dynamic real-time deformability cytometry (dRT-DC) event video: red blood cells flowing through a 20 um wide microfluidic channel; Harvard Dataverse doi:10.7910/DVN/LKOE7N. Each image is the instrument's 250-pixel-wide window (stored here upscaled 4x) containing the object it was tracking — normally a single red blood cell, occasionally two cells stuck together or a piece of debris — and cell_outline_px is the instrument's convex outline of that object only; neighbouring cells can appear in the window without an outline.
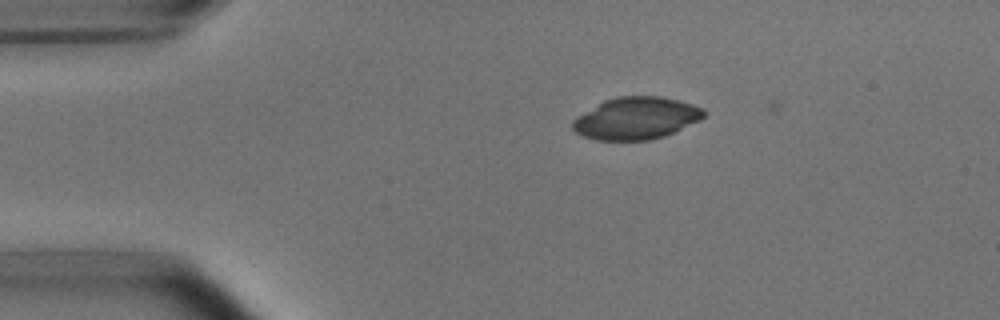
{"species": "common noctule bat (a hibernating species)", "species_latin": "Nyctalus noctula", "temperature_condition": "room temperature", "stored_images_in_passage": 4, "camera_frame_rate_fps": 3000, "um_per_image_px": 0.085, "animal": {"sex": "male", "body_mass_g": 15.6}, "frame": {"image": 1, "passage_image": 2, "time_ms": 1.0, "image_size_px": [1000, 320], "cell_outline_px": [[708, 112], [700, 120], [664, 136], [652, 140], [596, 140], [584, 136], [576, 132], [572, 128], [572, 120], [576, 116], [604, 100], [616, 96], [660, 96], [692, 104], [704, 108]], "centroid_in_image_um": [54.07, 10.05], "position_along_channel_um": 30.9, "area_um2": 32.31}}